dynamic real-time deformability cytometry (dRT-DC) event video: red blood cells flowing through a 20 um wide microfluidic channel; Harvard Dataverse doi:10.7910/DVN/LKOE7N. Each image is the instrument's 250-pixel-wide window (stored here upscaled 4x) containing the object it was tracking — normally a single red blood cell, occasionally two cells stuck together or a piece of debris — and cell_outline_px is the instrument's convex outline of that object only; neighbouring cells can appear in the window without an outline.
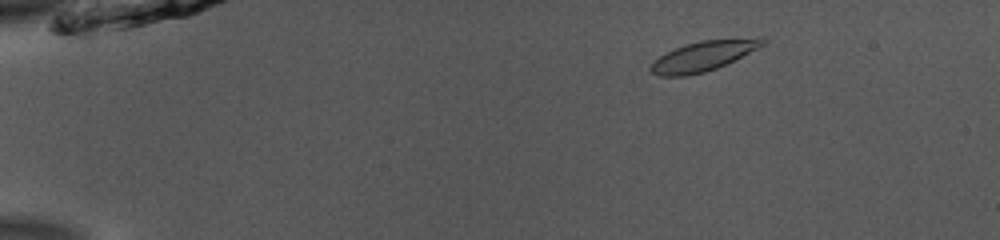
{"species": "common noctule bat (a hibernating species)", "species_latin": "Nyctalus noctula", "temperature_condition": "room temperature", "stored_images_in_passage": 48, "camera_frame_rate_fps": 3000, "um_per_image_px": 0.085, "animal": {"sex": "male", "body_mass_g": 13.0, "forearm_length_mm": 53.1}, "frame": {"image": 1, "passage_image": 4, "time_ms": 1.0, "image_size_px": [1000, 240], "cell_outline_px": [[768, 40], [764, 44], [716, 68], [704, 72], [688, 76], [660, 76], [652, 72], [648, 68], [660, 56], [684, 44], [700, 40], [756, 36], [764, 36]], "centroid_in_image_um": [59.83, 4.72], "position_along_channel_um": 25.2, "area_um2": 19.48}}
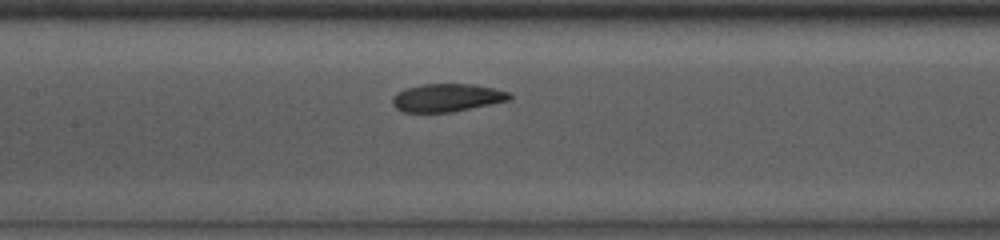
{"frame": {"image": 2, "passage_image": 22, "time_ms": 7.0, "image_size_px": [1000, 240], "cell_outline_px": [[512, 96], [508, 100], [452, 112], [404, 112], [396, 108], [392, 104], [392, 96], [396, 92], [408, 88], [424, 84], [476, 84], [508, 92]], "centroid_in_image_um": [37.95, 8.3], "position_along_channel_um": 169.4, "area_um2": 18.9}}
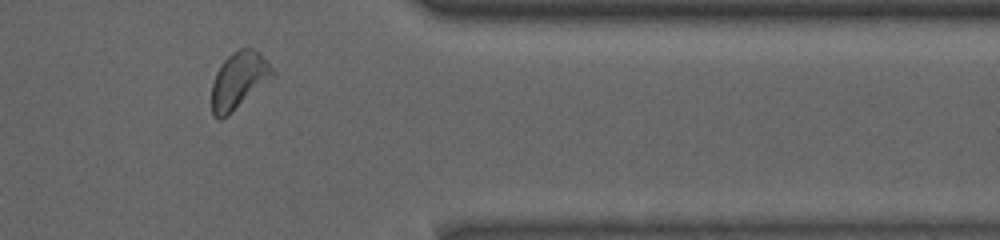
{"frame": {"image": 3, "passage_image": 40, "time_ms": 13.0, "image_size_px": [1000, 240], "cell_outline_px": [[276, 76], [228, 116], [220, 120], [212, 116], [212, 84], [216, 72], [224, 60], [232, 52], [240, 48], [252, 48], [260, 52], [268, 60], [276, 72]], "centroid_in_image_um": [20.34, 6.84], "position_along_channel_um": 391.1, "area_um2": 20.63}, "authors_computed_cell_mechanics": {"area_um2": 19.6231, "velocity_mm_per_s": 3.8485, "shape_relaxation_time_tau1_ms": 2.9658, "shape_relaxation_time_tau2_ms": 2.4411, "deformation_change_tau1": 0.0777, "deformation_change_tau2": 0.0652}}